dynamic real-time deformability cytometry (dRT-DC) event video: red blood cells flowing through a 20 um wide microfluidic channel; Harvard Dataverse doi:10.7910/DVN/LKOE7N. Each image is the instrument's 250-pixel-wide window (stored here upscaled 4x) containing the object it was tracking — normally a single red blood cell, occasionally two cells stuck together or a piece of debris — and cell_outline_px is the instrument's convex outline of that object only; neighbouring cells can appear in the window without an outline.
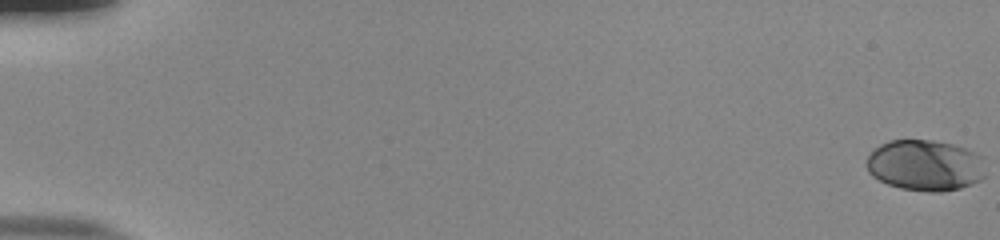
{"species": "human", "species_latin": "Homo sapiens", "temperature_condition": "room temperature", "stored_images_in_passage": 56, "camera_frame_rate_fps": 3000, "um_per_image_px": 0.085, "donor": {"sex": "male"}, "frame": {"image": 1, "passage_image": 1, "time_ms": 0.0, "image_size_px": [1000, 240], "cell_outline_px": [[984, 176], [980, 180], [960, 188], [940, 192], [928, 192], [900, 188], [888, 184], [872, 176], [868, 172], [868, 156], [880, 144], [888, 140], [932, 140], [952, 144], [964, 148], [984, 156]], "centroid_in_image_um": [78.66, 14.05], "position_along_channel_um": 6.3, "area_um2": 35.37}}
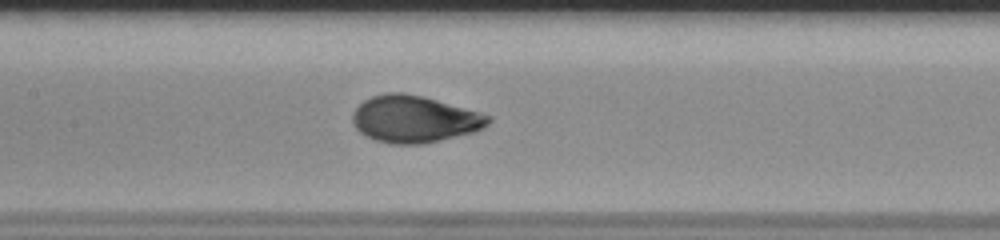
{"frame": {"image": 2, "passage_image": 29, "time_ms": 9.333, "image_size_px": [1000, 240], "cell_outline_px": [[492, 120], [484, 128], [472, 132], [424, 144], [388, 144], [376, 140], [360, 132], [352, 124], [352, 112], [364, 100], [372, 96], [384, 92], [404, 92], [424, 96], [480, 112], [492, 116]], "centroid_in_image_um": [35.22, 10.11], "position_along_channel_um": 172.2, "area_um2": 37.34}}
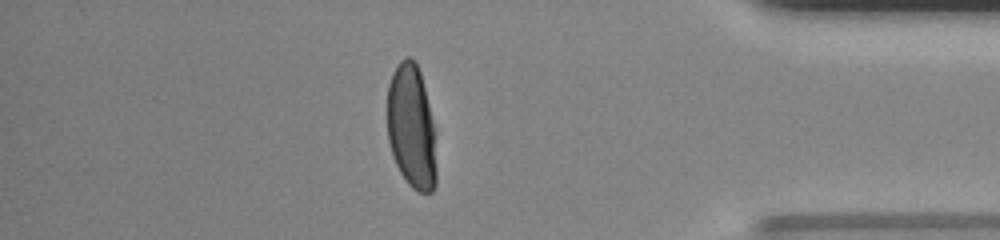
{"frame": {"image": 3, "passage_image": 49, "time_ms": 16.0, "image_size_px": [1000, 240], "cell_outline_px": [[436, 184], [432, 192], [420, 192], [412, 188], [408, 184], [400, 172], [392, 156], [388, 140], [388, 84], [392, 72], [400, 60], [408, 56], [416, 60], [420, 72], [428, 104], [432, 124], [436, 168]], "centroid_in_image_um": [34.95, 10.78], "position_along_channel_um": 400.3, "area_um2": 35.2}, "authors_computed_cell_mechanics": {"area_um2": 36.0383, "velocity_mm_per_s": 3.826, "shape_relaxation_time_tau1_ms": 3.7982, "shape_relaxation_time_tau2_ms": null, "deformation_change_tau1": 0.2131, "deformation_change_tau2": null}}